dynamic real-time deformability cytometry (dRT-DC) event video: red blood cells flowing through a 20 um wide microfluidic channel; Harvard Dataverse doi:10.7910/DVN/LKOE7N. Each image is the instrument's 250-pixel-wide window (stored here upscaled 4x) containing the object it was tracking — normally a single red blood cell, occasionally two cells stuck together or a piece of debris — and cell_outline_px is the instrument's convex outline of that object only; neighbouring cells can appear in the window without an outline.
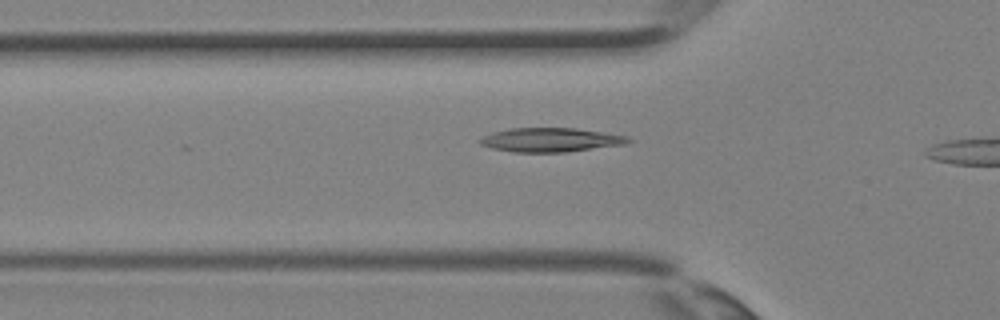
{"species": "Egyptian fruit bat (a non-hibernating species)", "species_latin": "Rousettus aegyptiacus", "temperature_condition": "room temperature", "stored_images_in_passage": 5, "camera_frame_rate_fps": 3000, "um_per_image_px": 0.085, "animal": {"sex": "female"}, "frame": {"image": 1, "passage_image": 3, "time_ms": 0.667, "image_size_px": [1000, 320], "cell_outline_px": [[632, 140], [624, 144], [564, 152], [512, 152], [492, 148], [480, 144], [480, 140], [484, 136], [492, 132], [508, 128], [576, 128], [628, 136]], "centroid_in_image_um": [46.78, 11.88], "position_along_channel_um": 79.0, "area_um2": 20.58}}